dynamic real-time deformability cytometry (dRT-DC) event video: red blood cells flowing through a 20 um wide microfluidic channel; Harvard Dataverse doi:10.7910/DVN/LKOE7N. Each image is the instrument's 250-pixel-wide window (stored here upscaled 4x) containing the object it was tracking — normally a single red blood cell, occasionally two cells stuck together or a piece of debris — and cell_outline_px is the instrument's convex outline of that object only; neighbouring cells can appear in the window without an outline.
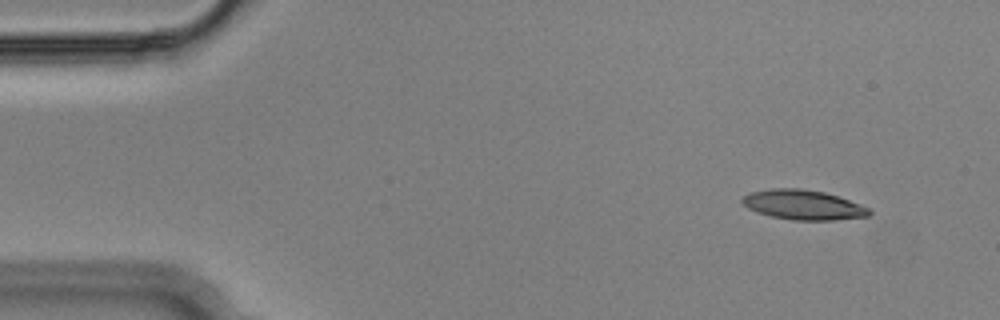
{"species": "Egyptian fruit bat (a non-hibernating species)", "species_latin": "Rousettus aegyptiacus", "temperature_condition": "cold", "stored_images_in_passage": 51, "camera_frame_rate_fps": 3000, "um_per_image_px": 0.085, "animal": {"sex": "male"}, "frame": {"image": 1, "passage_image": 1, "time_ms": 0.0, "image_size_px": [1000, 320], "cell_outline_px": [[872, 212], [868, 216], [832, 220], [792, 220], [772, 216], [756, 212], [748, 208], [740, 200], [748, 192], [768, 188], [800, 188], [824, 192], [872, 208]], "centroid_in_image_um": [68.25, 17.4], "position_along_channel_um": 16.7, "area_um2": 22.08}}
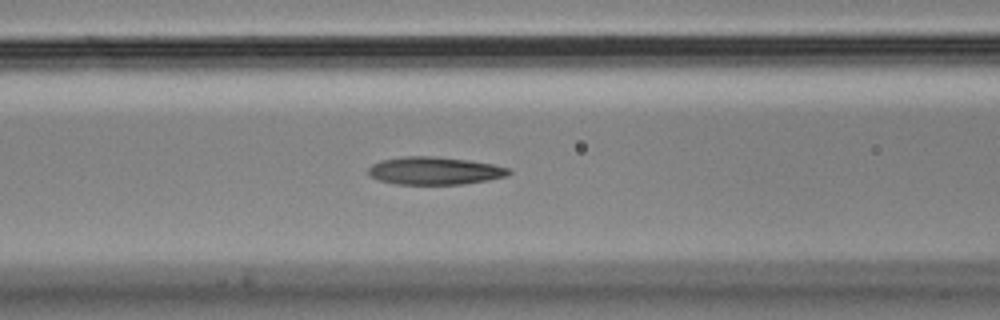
{"frame": {"image": 2, "passage_image": 18, "time_ms": 5.667, "image_size_px": [1000, 320], "cell_outline_px": [[512, 172], [508, 176], [488, 180], [464, 184], [396, 184], [380, 180], [372, 176], [368, 172], [368, 168], [372, 164], [380, 160], [404, 156], [432, 156], [468, 160], [492, 164], [508, 168]], "centroid_in_image_um": [36.95, 14.51], "position_along_channel_um": 129.6, "area_um2": 22.66}}
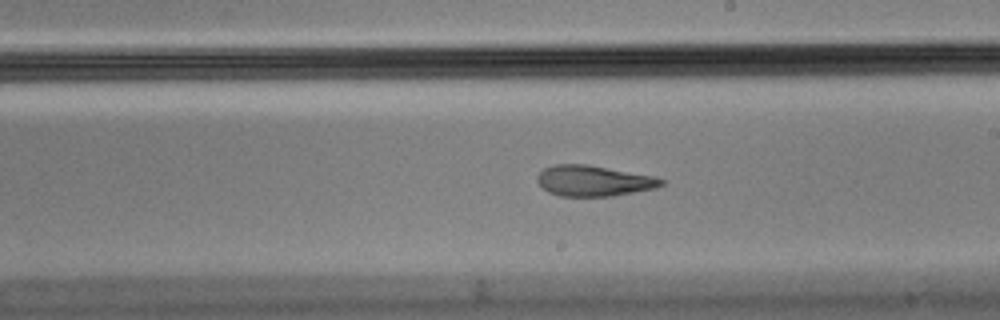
{"frame": {"image": 3, "passage_image": 27, "time_ms": 8.667, "image_size_px": [1000, 320], "cell_outline_px": [[664, 184], [656, 188], [612, 196], [560, 196], [548, 192], [536, 180], [536, 176], [544, 168], [552, 164], [588, 164], [652, 176], [664, 180]], "centroid_in_image_um": [50.43, 15.36], "position_along_channel_um": 238.6, "area_um2": 22.14}, "authors_computed_cell_mechanics": {"area_um2": 22.9466, "velocity_mm_per_s": 3.634, "shape_relaxation_time_tau1_ms": null, "shape_relaxation_time_tau2_ms": 3.3046, "deformation_change_tau1": null, "deformation_change_tau2": 0.1215}}